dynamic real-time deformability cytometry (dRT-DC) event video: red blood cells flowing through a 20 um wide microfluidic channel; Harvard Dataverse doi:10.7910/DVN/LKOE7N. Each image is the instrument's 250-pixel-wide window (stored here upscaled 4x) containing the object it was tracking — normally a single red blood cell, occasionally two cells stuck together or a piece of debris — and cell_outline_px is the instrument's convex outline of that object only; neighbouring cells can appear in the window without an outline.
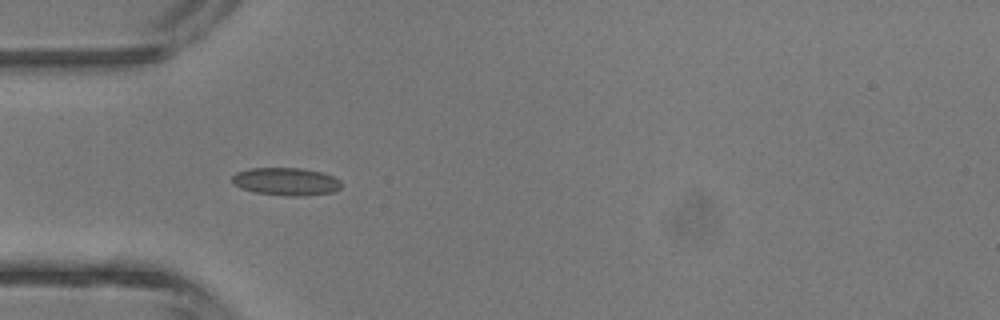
{"species": "common noctule bat (a hibernating species)", "species_latin": "Nyctalus noctula", "temperature_condition": "room temperature", "stored_images_in_passage": 4, "camera_frame_rate_fps": 3000, "um_per_image_px": 0.085, "animal": {"sex": "male", "body_mass_g": 13.3}, "frame": {"image": 1, "passage_image": 1, "time_ms": 0.0, "image_size_px": [1000, 320], "cell_outline_px": [[340, 188], [332, 192], [304, 196], [288, 196], [256, 192], [240, 188], [232, 184], [232, 176], [236, 172], [248, 168], [304, 168], [324, 172], [340, 180]], "centroid_in_image_um": [24.29, 15.42], "position_along_channel_um": 60.7, "area_um2": 17.8}}
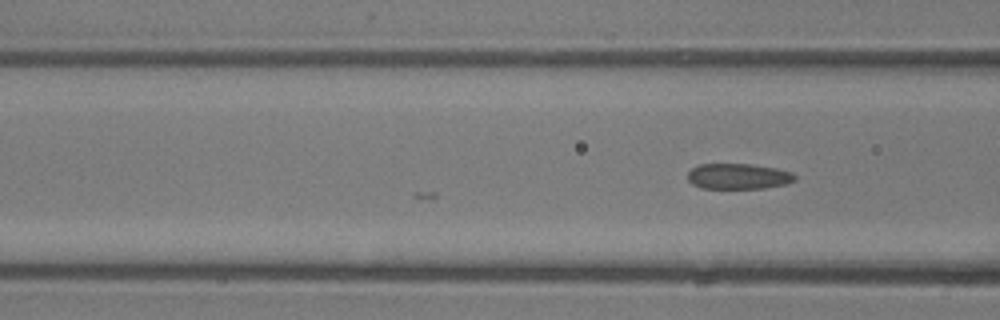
{"frame": {"image": 2, "passage_image": 4, "time_ms": 1.0, "image_size_px": [1000, 320], "cell_outline_px": [[796, 180], [784, 184], [764, 188], [700, 188], [692, 184], [688, 180], [688, 172], [692, 168], [700, 164], [752, 164], [776, 168], [792, 172], [796, 176]], "centroid_in_image_um": [62.75, 14.98], "position_along_channel_um": 103.9, "area_um2": 16.01}}